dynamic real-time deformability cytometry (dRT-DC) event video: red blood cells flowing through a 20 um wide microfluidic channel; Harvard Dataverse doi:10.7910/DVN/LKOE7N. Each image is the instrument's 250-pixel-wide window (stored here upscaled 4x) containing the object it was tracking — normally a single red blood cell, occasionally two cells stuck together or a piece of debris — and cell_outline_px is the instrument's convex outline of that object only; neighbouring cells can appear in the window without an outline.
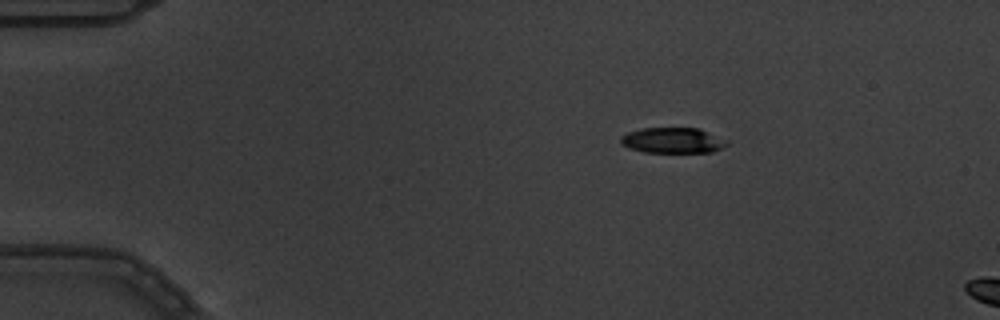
{"species": "common noctule bat (a hibernating species)", "species_latin": "Nyctalus noctula", "temperature_condition": "warm", "stored_images_in_passage": 3, "camera_frame_rate_fps": 3000, "um_per_image_px": 0.085, "animal": {"sex": "male", "body_mass_g": 19.5, "forearm_length_mm": 54.6}, "frame": {"image": 1, "passage_image": 1, "time_ms": 0.0, "image_size_px": [1000, 320], "cell_outline_px": [[728, 144], [712, 152], [644, 152], [628, 148], [620, 144], [620, 136], [628, 132], [644, 128], [700, 128], [728, 140]], "centroid_in_image_um": [57.17, 11.93], "position_along_channel_um": 27.8, "area_um2": 15.9}}